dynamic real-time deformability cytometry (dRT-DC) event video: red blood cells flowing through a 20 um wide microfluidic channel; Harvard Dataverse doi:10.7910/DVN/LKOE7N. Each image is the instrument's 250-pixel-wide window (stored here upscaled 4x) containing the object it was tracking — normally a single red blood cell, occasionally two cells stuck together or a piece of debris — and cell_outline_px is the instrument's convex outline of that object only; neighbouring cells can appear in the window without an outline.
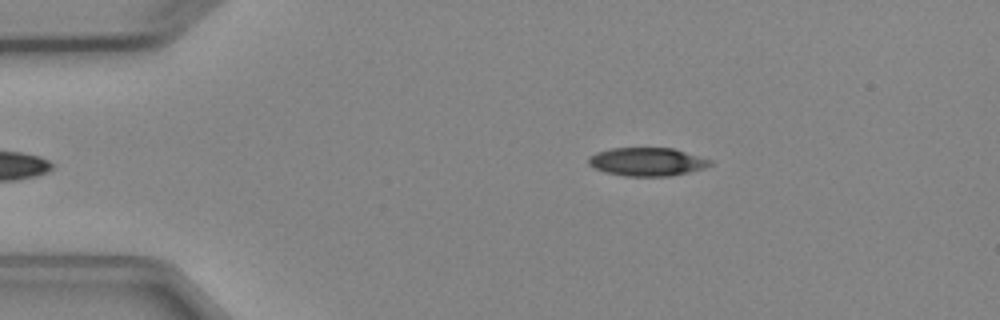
{"species": "Egyptian fruit bat (a non-hibernating species)", "species_latin": "Rousettus aegyptiacus", "temperature_condition": "cold", "stored_images_in_passage": 4, "camera_frame_rate_fps": 3000, "um_per_image_px": 0.085, "animal": {"sex": "female"}, "frame": {"image": 1, "passage_image": 4, "time_ms": 3.667, "image_size_px": [1000, 320], "cell_outline_px": [[712, 164], [704, 168], [688, 172], [668, 176], [624, 176], [604, 172], [588, 164], [588, 156], [596, 152], [612, 148], [672, 148], [712, 160]], "centroid_in_image_um": [54.97, 13.75], "position_along_channel_um": 30.0, "area_um2": 20.0}}